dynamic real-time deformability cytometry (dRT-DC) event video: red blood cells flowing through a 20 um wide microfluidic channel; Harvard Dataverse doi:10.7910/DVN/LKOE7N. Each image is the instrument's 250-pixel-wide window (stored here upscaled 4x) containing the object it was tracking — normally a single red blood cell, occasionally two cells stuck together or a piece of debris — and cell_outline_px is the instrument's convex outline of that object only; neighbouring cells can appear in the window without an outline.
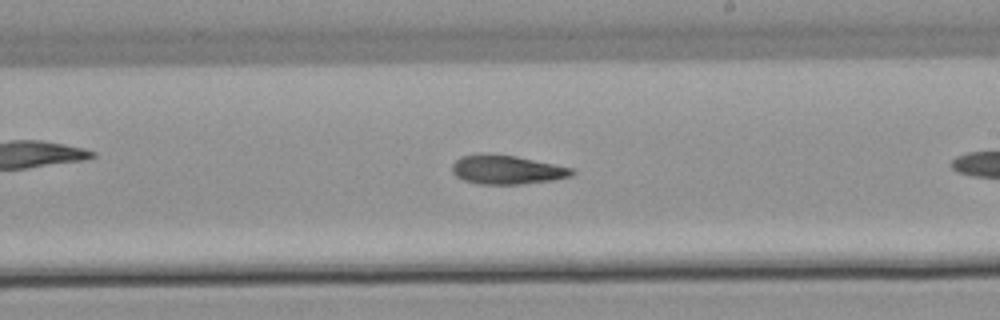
{"species": "common noctule bat (a hibernating species)", "species_latin": "Nyctalus noctula", "temperature_condition": "warm", "stored_images_in_passage": 20, "camera_frame_rate_fps": 3000, "um_per_image_px": 0.085, "animal": {"sex": "male", "body_mass_g": 21.5, "forearm_length_mm": 52.0}, "frame": {"image": 1, "passage_image": 12, "time_ms": 3.667, "image_size_px": [1000, 320], "cell_outline_px": [[576, 172], [572, 176], [552, 180], [520, 184], [476, 184], [464, 180], [456, 176], [452, 172], [452, 164], [460, 156], [476, 152], [488, 152], [516, 156], [572, 168]], "centroid_in_image_um": [43.02, 14.4], "position_along_channel_um": 246.0, "area_um2": 20.58}}